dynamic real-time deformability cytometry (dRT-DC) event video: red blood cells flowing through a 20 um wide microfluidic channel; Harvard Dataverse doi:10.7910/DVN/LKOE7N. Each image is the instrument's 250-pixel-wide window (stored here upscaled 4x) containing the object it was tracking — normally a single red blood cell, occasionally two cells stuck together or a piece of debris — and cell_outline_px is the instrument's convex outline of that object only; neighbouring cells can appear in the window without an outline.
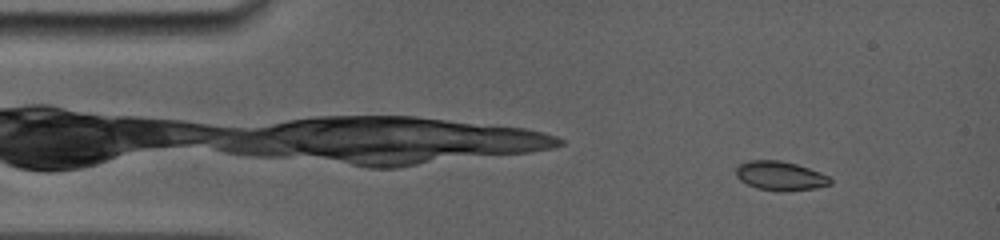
{"species": "common noctule bat (a hibernating species)", "species_latin": "Nyctalus noctula", "temperature_condition": "room temperature", "stored_images_in_passage": 14, "camera_frame_rate_fps": 5000, "um_per_image_px": 0.085, "animal": {"sex": "female", "body_mass_g": 19.0, "forearm_length_mm": 56.7}, "frame": {"image": 1, "passage_image": 1, "time_ms": 0.0, "image_size_px": [1000, 240], "cell_outline_px": [[832, 184], [816, 188], [784, 192], [756, 188], [740, 180], [736, 176], [736, 168], [740, 164], [748, 160], [780, 160], [796, 164], [820, 172], [828, 176], [832, 180]], "centroid_in_image_um": [66.33, 14.95], "position_along_channel_um": 18.7, "area_um2": 16.07}}
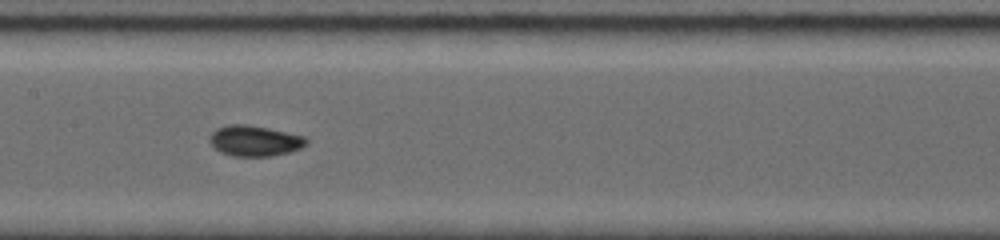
{"frame": {"image": 2, "passage_image": 9, "time_ms": 6.2, "image_size_px": [1000, 240], "cell_outline_px": [[308, 144], [300, 148], [288, 152], [272, 156], [232, 156], [220, 152], [208, 140], [208, 136], [216, 128], [228, 124], [248, 124], [268, 128], [304, 136], [308, 140]], "centroid_in_image_um": [21.62, 11.96], "position_along_channel_um": 185.8, "area_um2": 17.34}}
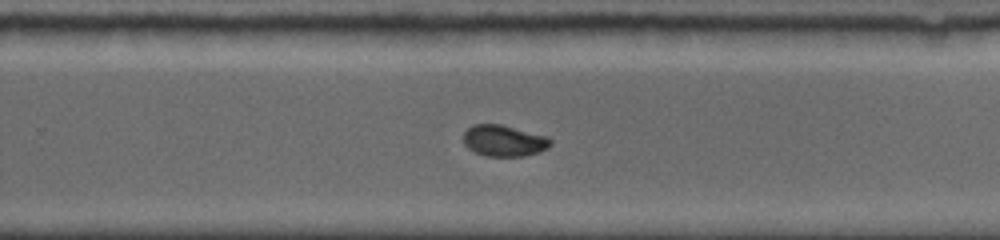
{"frame": {"image": 3, "passage_image": 14, "time_ms": 8.8, "image_size_px": [1000, 240], "cell_outline_px": [[552, 144], [548, 148], [540, 152], [524, 156], [484, 156], [468, 148], [464, 144], [464, 132], [472, 124], [500, 124], [548, 136], [552, 140]], "centroid_in_image_um": [42.86, 11.96], "position_along_channel_um": 286.9, "area_um2": 16.01}}